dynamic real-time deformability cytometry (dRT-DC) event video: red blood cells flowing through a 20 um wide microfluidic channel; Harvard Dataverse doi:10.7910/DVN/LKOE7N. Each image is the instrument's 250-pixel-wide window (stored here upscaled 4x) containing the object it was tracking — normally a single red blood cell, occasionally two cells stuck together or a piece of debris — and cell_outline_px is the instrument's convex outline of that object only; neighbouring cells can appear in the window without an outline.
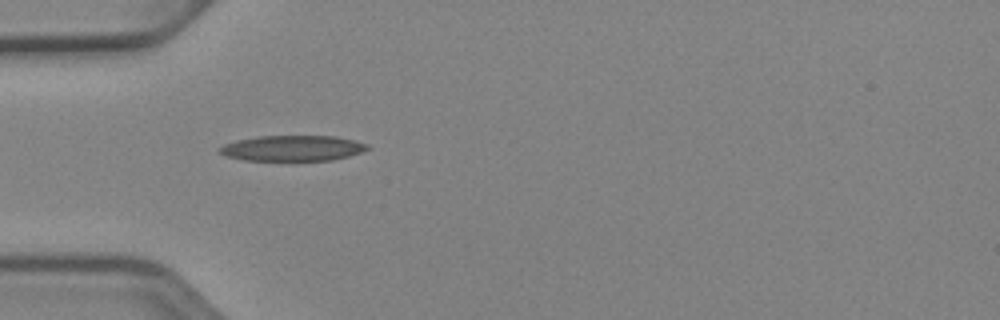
{"species": "Egyptian fruit bat (a non-hibernating species)", "species_latin": "Rousettus aegyptiacus", "temperature_condition": "cold", "stored_images_in_passage": 36, "camera_frame_rate_fps": 3000, "um_per_image_px": 0.085, "animal": {"sex": "female"}, "frame": {"image": 1, "passage_image": 1, "time_ms": 0.0, "image_size_px": [1000, 320], "cell_outline_px": [[372, 148], [348, 156], [332, 160], [244, 160], [224, 156], [216, 152], [216, 148], [224, 144], [236, 140], [256, 136], [336, 136], [368, 144]], "centroid_in_image_um": [24.8, 12.59], "position_along_channel_um": 60.2, "area_um2": 22.2}}
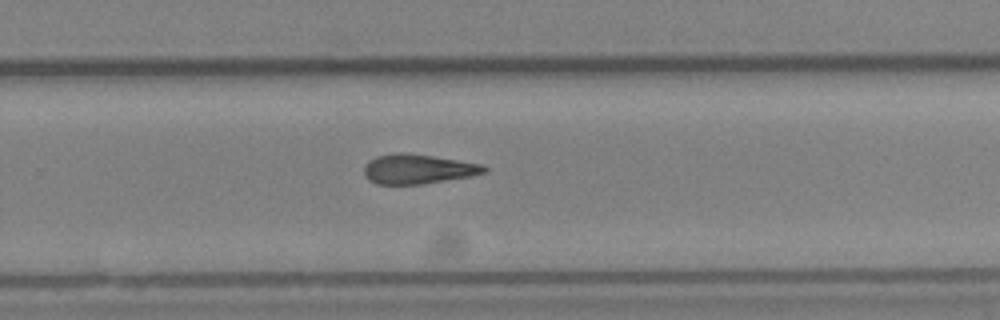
{"frame": {"image": 2, "passage_image": 19, "time_ms": 6.0, "image_size_px": [1000, 320], "cell_outline_px": [[488, 172], [468, 176], [424, 184], [376, 184], [368, 180], [364, 176], [364, 164], [368, 160], [376, 156], [400, 152], [432, 156], [484, 164], [488, 168]], "centroid_in_image_um": [35.5, 14.37], "position_along_channel_um": 294.3, "area_um2": 20.81}}
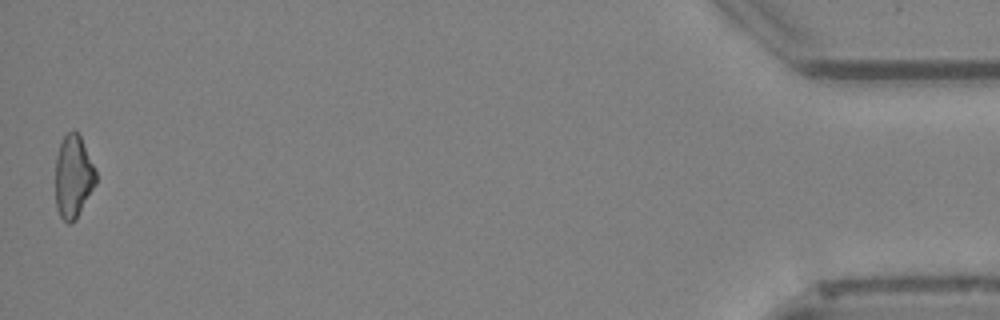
{"frame": {"image": 3, "passage_image": 36, "time_ms": 11.667, "image_size_px": [1000, 320], "cell_outline_px": [[96, 184], [76, 220], [68, 224], [60, 216], [56, 208], [56, 156], [60, 144], [64, 136], [72, 128], [80, 136], [96, 172]], "centroid_in_image_um": [6.22, 15.04], "position_along_channel_um": 429.0, "area_um2": 19.42}, "authors_computed_cell_mechanics": {"area_um2": 20.7502, "velocity_mm_per_s": 3.9785, "shape_relaxation_time_tau1_ms": 7.374, "shape_relaxation_time_tau2_ms": 9.0841, "deformation_change_tau1": 0.1883, "deformation_change_tau2": 0.2569}}